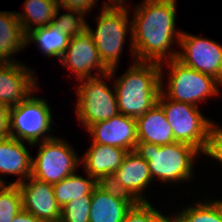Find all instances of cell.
Masks as SVG:
<instances>
[{
	"label": "cell",
	"mask_w": 222,
	"mask_h": 222,
	"mask_svg": "<svg viewBox=\"0 0 222 222\" xmlns=\"http://www.w3.org/2000/svg\"><path fill=\"white\" fill-rule=\"evenodd\" d=\"M85 130L92 136V143L115 146L128 152L134 151L138 142L136 119L122 113L90 125Z\"/></svg>",
	"instance_id": "obj_14"
},
{
	"label": "cell",
	"mask_w": 222,
	"mask_h": 222,
	"mask_svg": "<svg viewBox=\"0 0 222 222\" xmlns=\"http://www.w3.org/2000/svg\"><path fill=\"white\" fill-rule=\"evenodd\" d=\"M10 136V107L0 103V139Z\"/></svg>",
	"instance_id": "obj_32"
},
{
	"label": "cell",
	"mask_w": 222,
	"mask_h": 222,
	"mask_svg": "<svg viewBox=\"0 0 222 222\" xmlns=\"http://www.w3.org/2000/svg\"><path fill=\"white\" fill-rule=\"evenodd\" d=\"M116 68L109 73L80 80L77 86L76 115L86 129L97 122L108 120L119 113L115 89L103 79H112ZM103 78V79H102Z\"/></svg>",
	"instance_id": "obj_7"
},
{
	"label": "cell",
	"mask_w": 222,
	"mask_h": 222,
	"mask_svg": "<svg viewBox=\"0 0 222 222\" xmlns=\"http://www.w3.org/2000/svg\"><path fill=\"white\" fill-rule=\"evenodd\" d=\"M134 152L148 162L152 180L158 179L165 183L192 180L193 160L200 155L195 147L180 142L162 146L137 142Z\"/></svg>",
	"instance_id": "obj_3"
},
{
	"label": "cell",
	"mask_w": 222,
	"mask_h": 222,
	"mask_svg": "<svg viewBox=\"0 0 222 222\" xmlns=\"http://www.w3.org/2000/svg\"><path fill=\"white\" fill-rule=\"evenodd\" d=\"M177 213L173 217L178 222H222V207L217 200L197 202Z\"/></svg>",
	"instance_id": "obj_24"
},
{
	"label": "cell",
	"mask_w": 222,
	"mask_h": 222,
	"mask_svg": "<svg viewBox=\"0 0 222 222\" xmlns=\"http://www.w3.org/2000/svg\"><path fill=\"white\" fill-rule=\"evenodd\" d=\"M59 10L61 9L58 6L52 24L70 38L82 33L87 28V21L84 20L86 13L77 9H65L68 12L59 15Z\"/></svg>",
	"instance_id": "obj_26"
},
{
	"label": "cell",
	"mask_w": 222,
	"mask_h": 222,
	"mask_svg": "<svg viewBox=\"0 0 222 222\" xmlns=\"http://www.w3.org/2000/svg\"><path fill=\"white\" fill-rule=\"evenodd\" d=\"M177 59L196 71L210 75L222 84V45L214 40L182 32Z\"/></svg>",
	"instance_id": "obj_10"
},
{
	"label": "cell",
	"mask_w": 222,
	"mask_h": 222,
	"mask_svg": "<svg viewBox=\"0 0 222 222\" xmlns=\"http://www.w3.org/2000/svg\"><path fill=\"white\" fill-rule=\"evenodd\" d=\"M165 62L171 70L169 69V80L166 87L168 91H164L163 63L160 64L161 92L169 99L198 107L199 102L220 94L219 86L222 84L214 77L184 65L177 58Z\"/></svg>",
	"instance_id": "obj_5"
},
{
	"label": "cell",
	"mask_w": 222,
	"mask_h": 222,
	"mask_svg": "<svg viewBox=\"0 0 222 222\" xmlns=\"http://www.w3.org/2000/svg\"><path fill=\"white\" fill-rule=\"evenodd\" d=\"M26 180L18 184L22 209L45 222H60L61 207L55 199L53 185L32 176Z\"/></svg>",
	"instance_id": "obj_13"
},
{
	"label": "cell",
	"mask_w": 222,
	"mask_h": 222,
	"mask_svg": "<svg viewBox=\"0 0 222 222\" xmlns=\"http://www.w3.org/2000/svg\"><path fill=\"white\" fill-rule=\"evenodd\" d=\"M109 1L105 2L104 5H106V6H124L126 0H109Z\"/></svg>",
	"instance_id": "obj_34"
},
{
	"label": "cell",
	"mask_w": 222,
	"mask_h": 222,
	"mask_svg": "<svg viewBox=\"0 0 222 222\" xmlns=\"http://www.w3.org/2000/svg\"><path fill=\"white\" fill-rule=\"evenodd\" d=\"M169 222H178L174 217L171 216V218L169 219Z\"/></svg>",
	"instance_id": "obj_35"
},
{
	"label": "cell",
	"mask_w": 222,
	"mask_h": 222,
	"mask_svg": "<svg viewBox=\"0 0 222 222\" xmlns=\"http://www.w3.org/2000/svg\"><path fill=\"white\" fill-rule=\"evenodd\" d=\"M134 7L130 38L133 59L161 64L164 58H177L178 52L170 51L182 34L175 31L176 0H144Z\"/></svg>",
	"instance_id": "obj_1"
},
{
	"label": "cell",
	"mask_w": 222,
	"mask_h": 222,
	"mask_svg": "<svg viewBox=\"0 0 222 222\" xmlns=\"http://www.w3.org/2000/svg\"><path fill=\"white\" fill-rule=\"evenodd\" d=\"M160 72L159 63L135 61L115 80L119 113L137 119L157 104L161 91Z\"/></svg>",
	"instance_id": "obj_2"
},
{
	"label": "cell",
	"mask_w": 222,
	"mask_h": 222,
	"mask_svg": "<svg viewBox=\"0 0 222 222\" xmlns=\"http://www.w3.org/2000/svg\"><path fill=\"white\" fill-rule=\"evenodd\" d=\"M205 155L218 160L222 165V127H218L214 121H212L209 147Z\"/></svg>",
	"instance_id": "obj_30"
},
{
	"label": "cell",
	"mask_w": 222,
	"mask_h": 222,
	"mask_svg": "<svg viewBox=\"0 0 222 222\" xmlns=\"http://www.w3.org/2000/svg\"><path fill=\"white\" fill-rule=\"evenodd\" d=\"M92 195H84L61 208L60 222H89Z\"/></svg>",
	"instance_id": "obj_27"
},
{
	"label": "cell",
	"mask_w": 222,
	"mask_h": 222,
	"mask_svg": "<svg viewBox=\"0 0 222 222\" xmlns=\"http://www.w3.org/2000/svg\"><path fill=\"white\" fill-rule=\"evenodd\" d=\"M11 222H45V221L37 218L36 216L22 209L20 212L17 213V215L14 217V219Z\"/></svg>",
	"instance_id": "obj_33"
},
{
	"label": "cell",
	"mask_w": 222,
	"mask_h": 222,
	"mask_svg": "<svg viewBox=\"0 0 222 222\" xmlns=\"http://www.w3.org/2000/svg\"><path fill=\"white\" fill-rule=\"evenodd\" d=\"M26 35L14 11L0 12V63L17 62L12 57L26 47ZM13 55V56H12ZM12 60H11V59Z\"/></svg>",
	"instance_id": "obj_20"
},
{
	"label": "cell",
	"mask_w": 222,
	"mask_h": 222,
	"mask_svg": "<svg viewBox=\"0 0 222 222\" xmlns=\"http://www.w3.org/2000/svg\"><path fill=\"white\" fill-rule=\"evenodd\" d=\"M97 1L99 0H57V5L63 9H77L87 13L94 5L98 7Z\"/></svg>",
	"instance_id": "obj_31"
},
{
	"label": "cell",
	"mask_w": 222,
	"mask_h": 222,
	"mask_svg": "<svg viewBox=\"0 0 222 222\" xmlns=\"http://www.w3.org/2000/svg\"><path fill=\"white\" fill-rule=\"evenodd\" d=\"M162 212L154 208L149 201L138 202L127 212L123 222H169V219Z\"/></svg>",
	"instance_id": "obj_28"
},
{
	"label": "cell",
	"mask_w": 222,
	"mask_h": 222,
	"mask_svg": "<svg viewBox=\"0 0 222 222\" xmlns=\"http://www.w3.org/2000/svg\"><path fill=\"white\" fill-rule=\"evenodd\" d=\"M127 153L123 148L91 143L90 148L81 157V163L86 173L97 181L104 175L114 174L122 165Z\"/></svg>",
	"instance_id": "obj_17"
},
{
	"label": "cell",
	"mask_w": 222,
	"mask_h": 222,
	"mask_svg": "<svg viewBox=\"0 0 222 222\" xmlns=\"http://www.w3.org/2000/svg\"><path fill=\"white\" fill-rule=\"evenodd\" d=\"M34 72L20 61L0 63V103L14 107L37 91Z\"/></svg>",
	"instance_id": "obj_12"
},
{
	"label": "cell",
	"mask_w": 222,
	"mask_h": 222,
	"mask_svg": "<svg viewBox=\"0 0 222 222\" xmlns=\"http://www.w3.org/2000/svg\"><path fill=\"white\" fill-rule=\"evenodd\" d=\"M157 103L165 112L174 140L191 145L202 154H206L212 121L205 118L198 107L169 99L161 91Z\"/></svg>",
	"instance_id": "obj_4"
},
{
	"label": "cell",
	"mask_w": 222,
	"mask_h": 222,
	"mask_svg": "<svg viewBox=\"0 0 222 222\" xmlns=\"http://www.w3.org/2000/svg\"><path fill=\"white\" fill-rule=\"evenodd\" d=\"M39 144L36 158H32L31 173L37 180L54 185L75 173L81 164L72 146L52 134L44 135Z\"/></svg>",
	"instance_id": "obj_8"
},
{
	"label": "cell",
	"mask_w": 222,
	"mask_h": 222,
	"mask_svg": "<svg viewBox=\"0 0 222 222\" xmlns=\"http://www.w3.org/2000/svg\"><path fill=\"white\" fill-rule=\"evenodd\" d=\"M97 187L106 194L123 201H137L122 185L115 174H107L96 181Z\"/></svg>",
	"instance_id": "obj_29"
},
{
	"label": "cell",
	"mask_w": 222,
	"mask_h": 222,
	"mask_svg": "<svg viewBox=\"0 0 222 222\" xmlns=\"http://www.w3.org/2000/svg\"><path fill=\"white\" fill-rule=\"evenodd\" d=\"M138 142L167 145L176 142L163 108L157 103L136 119Z\"/></svg>",
	"instance_id": "obj_18"
},
{
	"label": "cell",
	"mask_w": 222,
	"mask_h": 222,
	"mask_svg": "<svg viewBox=\"0 0 222 222\" xmlns=\"http://www.w3.org/2000/svg\"><path fill=\"white\" fill-rule=\"evenodd\" d=\"M101 8L102 12L96 17L97 29H91L88 23L87 29L92 34L102 62L110 70L116 68L120 61L127 32L132 35V22L128 20L130 14L126 6L103 5Z\"/></svg>",
	"instance_id": "obj_6"
},
{
	"label": "cell",
	"mask_w": 222,
	"mask_h": 222,
	"mask_svg": "<svg viewBox=\"0 0 222 222\" xmlns=\"http://www.w3.org/2000/svg\"><path fill=\"white\" fill-rule=\"evenodd\" d=\"M23 7L24 12L16 14L26 35L33 29L52 24L58 5L56 1L51 0H25Z\"/></svg>",
	"instance_id": "obj_21"
},
{
	"label": "cell",
	"mask_w": 222,
	"mask_h": 222,
	"mask_svg": "<svg viewBox=\"0 0 222 222\" xmlns=\"http://www.w3.org/2000/svg\"><path fill=\"white\" fill-rule=\"evenodd\" d=\"M22 210V196L18 185L0 184V222H11Z\"/></svg>",
	"instance_id": "obj_25"
},
{
	"label": "cell",
	"mask_w": 222,
	"mask_h": 222,
	"mask_svg": "<svg viewBox=\"0 0 222 222\" xmlns=\"http://www.w3.org/2000/svg\"><path fill=\"white\" fill-rule=\"evenodd\" d=\"M32 95L10 108V131L11 137L35 146L45 133H51L53 121L46 100Z\"/></svg>",
	"instance_id": "obj_9"
},
{
	"label": "cell",
	"mask_w": 222,
	"mask_h": 222,
	"mask_svg": "<svg viewBox=\"0 0 222 222\" xmlns=\"http://www.w3.org/2000/svg\"><path fill=\"white\" fill-rule=\"evenodd\" d=\"M70 37L53 24L33 29L26 34V45L37 43L38 48L48 57H58L60 60L66 50Z\"/></svg>",
	"instance_id": "obj_22"
},
{
	"label": "cell",
	"mask_w": 222,
	"mask_h": 222,
	"mask_svg": "<svg viewBox=\"0 0 222 222\" xmlns=\"http://www.w3.org/2000/svg\"><path fill=\"white\" fill-rule=\"evenodd\" d=\"M126 190L138 201L148 202L144 198V189L149 187L152 177L145 161L134 151H130L124 157L122 165L114 173Z\"/></svg>",
	"instance_id": "obj_16"
},
{
	"label": "cell",
	"mask_w": 222,
	"mask_h": 222,
	"mask_svg": "<svg viewBox=\"0 0 222 222\" xmlns=\"http://www.w3.org/2000/svg\"><path fill=\"white\" fill-rule=\"evenodd\" d=\"M24 141L8 137L0 139V173L20 176L15 182L9 184H20L31 176L32 155L24 145ZM24 177V178H23ZM0 184H6L0 177Z\"/></svg>",
	"instance_id": "obj_15"
},
{
	"label": "cell",
	"mask_w": 222,
	"mask_h": 222,
	"mask_svg": "<svg viewBox=\"0 0 222 222\" xmlns=\"http://www.w3.org/2000/svg\"><path fill=\"white\" fill-rule=\"evenodd\" d=\"M138 201H123L106 194L97 186L92 191L89 222H123Z\"/></svg>",
	"instance_id": "obj_19"
},
{
	"label": "cell",
	"mask_w": 222,
	"mask_h": 222,
	"mask_svg": "<svg viewBox=\"0 0 222 222\" xmlns=\"http://www.w3.org/2000/svg\"><path fill=\"white\" fill-rule=\"evenodd\" d=\"M86 175L88 178L76 175L75 172L53 185L55 199L61 208L84 195H92L97 186L96 180L89 174Z\"/></svg>",
	"instance_id": "obj_23"
},
{
	"label": "cell",
	"mask_w": 222,
	"mask_h": 222,
	"mask_svg": "<svg viewBox=\"0 0 222 222\" xmlns=\"http://www.w3.org/2000/svg\"><path fill=\"white\" fill-rule=\"evenodd\" d=\"M217 201L220 203V205H221V207H222V200L219 199V200H217Z\"/></svg>",
	"instance_id": "obj_36"
},
{
	"label": "cell",
	"mask_w": 222,
	"mask_h": 222,
	"mask_svg": "<svg viewBox=\"0 0 222 222\" xmlns=\"http://www.w3.org/2000/svg\"><path fill=\"white\" fill-rule=\"evenodd\" d=\"M60 63L73 71L76 79L96 77L109 73V69L102 62L92 34L86 28L82 33L69 39L68 46L60 58ZM97 75H92L94 69Z\"/></svg>",
	"instance_id": "obj_11"
}]
</instances>
